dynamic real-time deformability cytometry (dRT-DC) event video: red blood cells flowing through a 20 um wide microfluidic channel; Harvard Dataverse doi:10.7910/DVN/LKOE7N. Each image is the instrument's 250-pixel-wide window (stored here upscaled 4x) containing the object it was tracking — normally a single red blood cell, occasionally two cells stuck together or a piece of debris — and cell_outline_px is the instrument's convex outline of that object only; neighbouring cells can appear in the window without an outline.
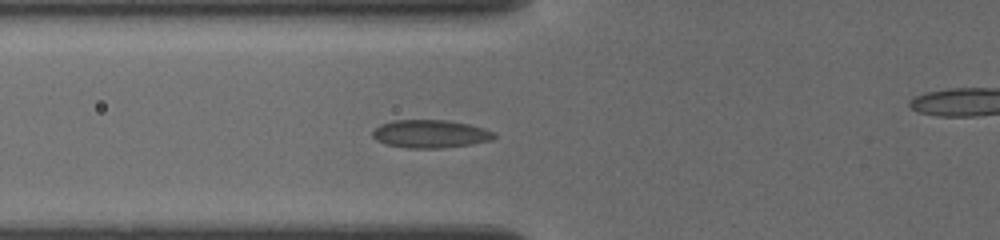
{"species": "common noctule bat (a hibernating species)", "species_latin": "Nyctalus noctula", "temperature_condition": "cold", "stored_images_in_passage": 35, "camera_frame_rate_fps": 3000, "um_per_image_px": 0.085, "animal": {"sex": "female", "body_mass_g": 19.5, "forearm_length_mm": 54.1}, "frame": {"image": 1, "passage_image": 15, "time_ms": 5.667, "image_size_px": [1000, 240], "cell_outline_px": [[496, 136], [492, 140], [472, 144], [440, 148], [408, 148], [384, 144], [376, 140], [372, 136], [372, 132], [380, 124], [392, 120], [448, 120], [468, 124], [484, 128], [496, 132]], "centroid_in_image_um": [36.58, 11.38], "position_along_channel_um": 89.2, "area_um2": 20.0}}
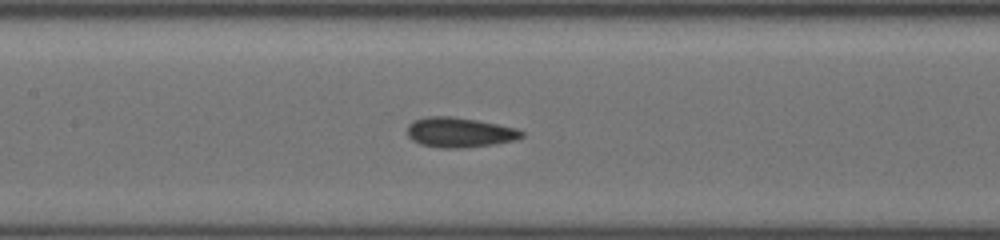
{"frame": {"image": 2, "passage_image": 21, "time_ms": 7.667, "image_size_px": [1000, 240], "cell_outline_px": [[524, 136], [516, 140], [496, 144], [460, 148], [440, 148], [420, 144], [412, 140], [408, 136], [408, 124], [412, 120], [428, 116], [452, 116], [476, 120], [516, 128], [524, 132]], "centroid_in_image_um": [39.05, 11.25], "position_along_channel_um": 168.3, "area_um2": 20.06}}
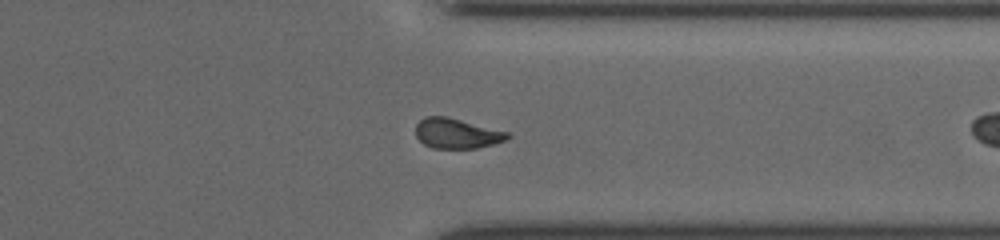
{"frame": {"image": 3, "passage_image": 34, "time_ms": 11.667, "image_size_px": [1000, 240], "cell_outline_px": [[512, 136], [504, 140], [492, 144], [476, 148], [432, 148], [424, 144], [416, 136], [416, 124], [420, 120], [428, 116], [448, 116], [508, 132]], "centroid_in_image_um": [38.81, 11.33], "position_along_channel_um": 372.6, "area_um2": 16.01}}